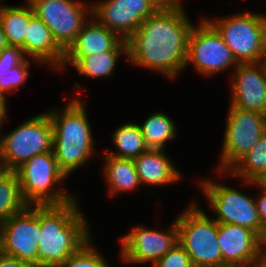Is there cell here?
Masks as SVG:
<instances>
[{"mask_svg": "<svg viewBox=\"0 0 266 267\" xmlns=\"http://www.w3.org/2000/svg\"><path fill=\"white\" fill-rule=\"evenodd\" d=\"M183 3L158 9L147 17L127 39V60L178 78L187 59L188 36L194 24L188 18Z\"/></svg>", "mask_w": 266, "mask_h": 267, "instance_id": "obj_1", "label": "cell"}, {"mask_svg": "<svg viewBox=\"0 0 266 267\" xmlns=\"http://www.w3.org/2000/svg\"><path fill=\"white\" fill-rule=\"evenodd\" d=\"M74 198L62 205H40L38 267H59L92 237Z\"/></svg>", "mask_w": 266, "mask_h": 267, "instance_id": "obj_2", "label": "cell"}, {"mask_svg": "<svg viewBox=\"0 0 266 267\" xmlns=\"http://www.w3.org/2000/svg\"><path fill=\"white\" fill-rule=\"evenodd\" d=\"M84 103L76 96L62 112L47 111L53 128V152L60 170L69 174L85 166L95 154V142Z\"/></svg>", "mask_w": 266, "mask_h": 267, "instance_id": "obj_3", "label": "cell"}, {"mask_svg": "<svg viewBox=\"0 0 266 267\" xmlns=\"http://www.w3.org/2000/svg\"><path fill=\"white\" fill-rule=\"evenodd\" d=\"M14 172L28 205H62L76 198L58 187L67 176L58 167L53 150L34 156Z\"/></svg>", "mask_w": 266, "mask_h": 267, "instance_id": "obj_4", "label": "cell"}, {"mask_svg": "<svg viewBox=\"0 0 266 267\" xmlns=\"http://www.w3.org/2000/svg\"><path fill=\"white\" fill-rule=\"evenodd\" d=\"M192 202L178 215V243L186 250L194 267L223 265L218 244V223Z\"/></svg>", "mask_w": 266, "mask_h": 267, "instance_id": "obj_5", "label": "cell"}, {"mask_svg": "<svg viewBox=\"0 0 266 267\" xmlns=\"http://www.w3.org/2000/svg\"><path fill=\"white\" fill-rule=\"evenodd\" d=\"M205 19L221 35L238 64L266 61V15L247 11L216 21Z\"/></svg>", "mask_w": 266, "mask_h": 267, "instance_id": "obj_6", "label": "cell"}, {"mask_svg": "<svg viewBox=\"0 0 266 267\" xmlns=\"http://www.w3.org/2000/svg\"><path fill=\"white\" fill-rule=\"evenodd\" d=\"M52 150L53 128L47 112L31 117L9 134L0 136V157L9 171Z\"/></svg>", "mask_w": 266, "mask_h": 267, "instance_id": "obj_7", "label": "cell"}, {"mask_svg": "<svg viewBox=\"0 0 266 267\" xmlns=\"http://www.w3.org/2000/svg\"><path fill=\"white\" fill-rule=\"evenodd\" d=\"M205 179L200 181V186L216 213L214 220L218 224L249 228L266 243V230L261 226L255 198L228 185Z\"/></svg>", "mask_w": 266, "mask_h": 267, "instance_id": "obj_8", "label": "cell"}, {"mask_svg": "<svg viewBox=\"0 0 266 267\" xmlns=\"http://www.w3.org/2000/svg\"><path fill=\"white\" fill-rule=\"evenodd\" d=\"M191 64L202 76L209 77L238 66L230 48L205 17L192 26L188 36L185 68Z\"/></svg>", "mask_w": 266, "mask_h": 267, "instance_id": "obj_9", "label": "cell"}, {"mask_svg": "<svg viewBox=\"0 0 266 267\" xmlns=\"http://www.w3.org/2000/svg\"><path fill=\"white\" fill-rule=\"evenodd\" d=\"M219 172H227L266 132V115L229 106Z\"/></svg>", "mask_w": 266, "mask_h": 267, "instance_id": "obj_10", "label": "cell"}, {"mask_svg": "<svg viewBox=\"0 0 266 267\" xmlns=\"http://www.w3.org/2000/svg\"><path fill=\"white\" fill-rule=\"evenodd\" d=\"M27 2L33 14L49 27L54 40L64 51L75 41L89 16L91 18V4L81 1L27 0Z\"/></svg>", "mask_w": 266, "mask_h": 267, "instance_id": "obj_11", "label": "cell"}, {"mask_svg": "<svg viewBox=\"0 0 266 267\" xmlns=\"http://www.w3.org/2000/svg\"><path fill=\"white\" fill-rule=\"evenodd\" d=\"M41 233L40 205H28L0 224V251L38 267Z\"/></svg>", "mask_w": 266, "mask_h": 267, "instance_id": "obj_12", "label": "cell"}, {"mask_svg": "<svg viewBox=\"0 0 266 267\" xmlns=\"http://www.w3.org/2000/svg\"><path fill=\"white\" fill-rule=\"evenodd\" d=\"M166 229V232H162L136 225L120 238L122 261L128 264L156 263L178 243L176 220Z\"/></svg>", "mask_w": 266, "mask_h": 267, "instance_id": "obj_13", "label": "cell"}, {"mask_svg": "<svg viewBox=\"0 0 266 267\" xmlns=\"http://www.w3.org/2000/svg\"><path fill=\"white\" fill-rule=\"evenodd\" d=\"M217 237L223 264L266 266V243L251 229L235 224H218Z\"/></svg>", "mask_w": 266, "mask_h": 267, "instance_id": "obj_14", "label": "cell"}, {"mask_svg": "<svg viewBox=\"0 0 266 267\" xmlns=\"http://www.w3.org/2000/svg\"><path fill=\"white\" fill-rule=\"evenodd\" d=\"M158 9L150 0H101L91 3V16L127 40Z\"/></svg>", "mask_w": 266, "mask_h": 267, "instance_id": "obj_15", "label": "cell"}, {"mask_svg": "<svg viewBox=\"0 0 266 267\" xmlns=\"http://www.w3.org/2000/svg\"><path fill=\"white\" fill-rule=\"evenodd\" d=\"M234 71L229 105L266 115V61L238 64Z\"/></svg>", "mask_w": 266, "mask_h": 267, "instance_id": "obj_16", "label": "cell"}, {"mask_svg": "<svg viewBox=\"0 0 266 267\" xmlns=\"http://www.w3.org/2000/svg\"><path fill=\"white\" fill-rule=\"evenodd\" d=\"M89 20L84 23L75 41L65 51L60 71H64L68 64L73 67L86 56L111 51L123 40L117 33L101 25L93 16Z\"/></svg>", "mask_w": 266, "mask_h": 267, "instance_id": "obj_17", "label": "cell"}, {"mask_svg": "<svg viewBox=\"0 0 266 267\" xmlns=\"http://www.w3.org/2000/svg\"><path fill=\"white\" fill-rule=\"evenodd\" d=\"M64 55L65 51L56 43L49 27L33 15L25 33L24 56L57 71L62 67Z\"/></svg>", "mask_w": 266, "mask_h": 267, "instance_id": "obj_18", "label": "cell"}, {"mask_svg": "<svg viewBox=\"0 0 266 267\" xmlns=\"http://www.w3.org/2000/svg\"><path fill=\"white\" fill-rule=\"evenodd\" d=\"M164 149L149 148L134 159L141 185L163 186L179 182L182 175Z\"/></svg>", "mask_w": 266, "mask_h": 267, "instance_id": "obj_19", "label": "cell"}, {"mask_svg": "<svg viewBox=\"0 0 266 267\" xmlns=\"http://www.w3.org/2000/svg\"><path fill=\"white\" fill-rule=\"evenodd\" d=\"M103 158L106 162L103 175L111 197L139 188L141 182L133 159L118 158L108 154Z\"/></svg>", "mask_w": 266, "mask_h": 267, "instance_id": "obj_20", "label": "cell"}, {"mask_svg": "<svg viewBox=\"0 0 266 267\" xmlns=\"http://www.w3.org/2000/svg\"><path fill=\"white\" fill-rule=\"evenodd\" d=\"M33 10L27 2L24 6H8L0 4V19L8 45L18 46L24 54L25 33Z\"/></svg>", "mask_w": 266, "mask_h": 267, "instance_id": "obj_21", "label": "cell"}, {"mask_svg": "<svg viewBox=\"0 0 266 267\" xmlns=\"http://www.w3.org/2000/svg\"><path fill=\"white\" fill-rule=\"evenodd\" d=\"M124 54L127 59V40H122L113 50L93 54L80 59L73 68L87 78H102L113 75L117 59Z\"/></svg>", "mask_w": 266, "mask_h": 267, "instance_id": "obj_22", "label": "cell"}, {"mask_svg": "<svg viewBox=\"0 0 266 267\" xmlns=\"http://www.w3.org/2000/svg\"><path fill=\"white\" fill-rule=\"evenodd\" d=\"M220 176L227 174L239 177L242 181H258L266 173V132L242 158L227 172H219Z\"/></svg>", "mask_w": 266, "mask_h": 267, "instance_id": "obj_23", "label": "cell"}, {"mask_svg": "<svg viewBox=\"0 0 266 267\" xmlns=\"http://www.w3.org/2000/svg\"><path fill=\"white\" fill-rule=\"evenodd\" d=\"M115 152L105 150L106 154L118 158L135 159L149 148L141 133L139 124L124 123L112 132ZM111 152V153H110Z\"/></svg>", "mask_w": 266, "mask_h": 267, "instance_id": "obj_24", "label": "cell"}, {"mask_svg": "<svg viewBox=\"0 0 266 267\" xmlns=\"http://www.w3.org/2000/svg\"><path fill=\"white\" fill-rule=\"evenodd\" d=\"M139 127L146 145L153 149H164L167 141L174 139L177 134L175 122L160 111L150 114Z\"/></svg>", "mask_w": 266, "mask_h": 267, "instance_id": "obj_25", "label": "cell"}, {"mask_svg": "<svg viewBox=\"0 0 266 267\" xmlns=\"http://www.w3.org/2000/svg\"><path fill=\"white\" fill-rule=\"evenodd\" d=\"M28 204L21 194L18 177L14 171H9L0 179V224L6 222L12 215L24 210Z\"/></svg>", "mask_w": 266, "mask_h": 267, "instance_id": "obj_26", "label": "cell"}, {"mask_svg": "<svg viewBox=\"0 0 266 267\" xmlns=\"http://www.w3.org/2000/svg\"><path fill=\"white\" fill-rule=\"evenodd\" d=\"M59 267H110L101 252L92 246V238Z\"/></svg>", "mask_w": 266, "mask_h": 267, "instance_id": "obj_27", "label": "cell"}, {"mask_svg": "<svg viewBox=\"0 0 266 267\" xmlns=\"http://www.w3.org/2000/svg\"><path fill=\"white\" fill-rule=\"evenodd\" d=\"M30 58H25L19 65L11 68L10 75L0 78V94L6 97L5 93H15L19 86L26 83L29 77Z\"/></svg>", "mask_w": 266, "mask_h": 267, "instance_id": "obj_28", "label": "cell"}, {"mask_svg": "<svg viewBox=\"0 0 266 267\" xmlns=\"http://www.w3.org/2000/svg\"><path fill=\"white\" fill-rule=\"evenodd\" d=\"M152 267H194L186 250L177 243Z\"/></svg>", "mask_w": 266, "mask_h": 267, "instance_id": "obj_29", "label": "cell"}, {"mask_svg": "<svg viewBox=\"0 0 266 267\" xmlns=\"http://www.w3.org/2000/svg\"><path fill=\"white\" fill-rule=\"evenodd\" d=\"M26 57L18 46L8 45L0 52V78L10 75L11 68L19 65Z\"/></svg>", "mask_w": 266, "mask_h": 267, "instance_id": "obj_30", "label": "cell"}, {"mask_svg": "<svg viewBox=\"0 0 266 267\" xmlns=\"http://www.w3.org/2000/svg\"><path fill=\"white\" fill-rule=\"evenodd\" d=\"M261 194L255 199L261 226L266 230V190L260 189Z\"/></svg>", "mask_w": 266, "mask_h": 267, "instance_id": "obj_31", "label": "cell"}, {"mask_svg": "<svg viewBox=\"0 0 266 267\" xmlns=\"http://www.w3.org/2000/svg\"><path fill=\"white\" fill-rule=\"evenodd\" d=\"M0 267H32L14 256H9L0 251Z\"/></svg>", "mask_w": 266, "mask_h": 267, "instance_id": "obj_32", "label": "cell"}, {"mask_svg": "<svg viewBox=\"0 0 266 267\" xmlns=\"http://www.w3.org/2000/svg\"><path fill=\"white\" fill-rule=\"evenodd\" d=\"M154 3L159 9H168L175 7L182 3V0H150Z\"/></svg>", "mask_w": 266, "mask_h": 267, "instance_id": "obj_33", "label": "cell"}, {"mask_svg": "<svg viewBox=\"0 0 266 267\" xmlns=\"http://www.w3.org/2000/svg\"><path fill=\"white\" fill-rule=\"evenodd\" d=\"M7 98L0 94V130H2L3 121L6 120L7 112ZM1 132V131H0Z\"/></svg>", "mask_w": 266, "mask_h": 267, "instance_id": "obj_34", "label": "cell"}, {"mask_svg": "<svg viewBox=\"0 0 266 267\" xmlns=\"http://www.w3.org/2000/svg\"><path fill=\"white\" fill-rule=\"evenodd\" d=\"M243 184H250V185H255L257 186V188H263L264 190H266V173L256 182L253 181H243Z\"/></svg>", "mask_w": 266, "mask_h": 267, "instance_id": "obj_35", "label": "cell"}, {"mask_svg": "<svg viewBox=\"0 0 266 267\" xmlns=\"http://www.w3.org/2000/svg\"><path fill=\"white\" fill-rule=\"evenodd\" d=\"M7 46H8V42L6 39V35L3 31V25L0 19V52Z\"/></svg>", "mask_w": 266, "mask_h": 267, "instance_id": "obj_36", "label": "cell"}, {"mask_svg": "<svg viewBox=\"0 0 266 267\" xmlns=\"http://www.w3.org/2000/svg\"><path fill=\"white\" fill-rule=\"evenodd\" d=\"M8 172L9 170L7 169L6 165L0 157V179L4 177Z\"/></svg>", "mask_w": 266, "mask_h": 267, "instance_id": "obj_37", "label": "cell"}, {"mask_svg": "<svg viewBox=\"0 0 266 267\" xmlns=\"http://www.w3.org/2000/svg\"><path fill=\"white\" fill-rule=\"evenodd\" d=\"M210 267H237V266L223 264V265H219V266H210Z\"/></svg>", "mask_w": 266, "mask_h": 267, "instance_id": "obj_38", "label": "cell"}]
</instances>
